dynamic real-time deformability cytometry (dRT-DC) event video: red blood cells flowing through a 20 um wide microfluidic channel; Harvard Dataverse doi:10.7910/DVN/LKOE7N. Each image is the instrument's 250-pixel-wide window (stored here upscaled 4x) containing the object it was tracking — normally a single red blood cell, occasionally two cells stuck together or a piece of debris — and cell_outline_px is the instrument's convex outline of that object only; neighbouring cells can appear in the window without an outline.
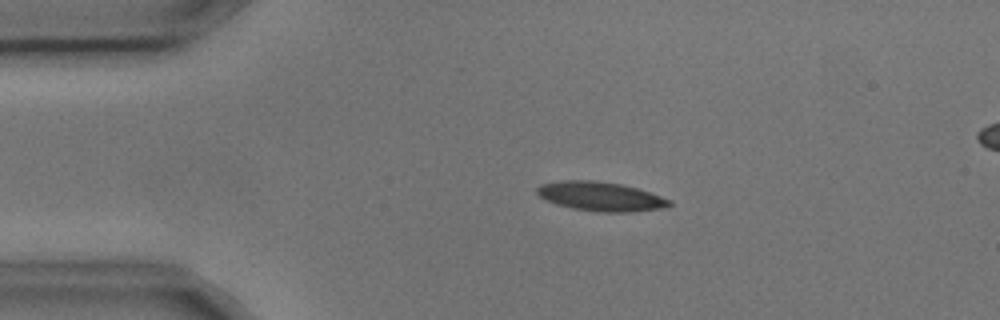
{"species": "common noctule bat (a hibernating species)", "species_latin": "Nyctalus noctula", "temperature_condition": "cold", "stored_images_in_passage": 4, "camera_frame_rate_fps": 3000, "um_per_image_px": 0.085, "animal": {"sex": "male", "body_mass_g": 17.9, "forearm_length_mm": 54.2}, "frame": {"image": 1, "passage_image": 2, "time_ms": 0.333, "image_size_px": [1000, 320], "cell_outline_px": [[672, 204], [660, 208], [632, 212], [596, 212], [572, 208], [556, 204], [540, 196], [536, 192], [536, 188], [540, 184], [564, 180], [596, 180], [620, 184], [636, 188], [672, 200]], "centroid_in_image_um": [51.03, 16.69], "position_along_channel_um": 34.0, "area_um2": 22.37}}